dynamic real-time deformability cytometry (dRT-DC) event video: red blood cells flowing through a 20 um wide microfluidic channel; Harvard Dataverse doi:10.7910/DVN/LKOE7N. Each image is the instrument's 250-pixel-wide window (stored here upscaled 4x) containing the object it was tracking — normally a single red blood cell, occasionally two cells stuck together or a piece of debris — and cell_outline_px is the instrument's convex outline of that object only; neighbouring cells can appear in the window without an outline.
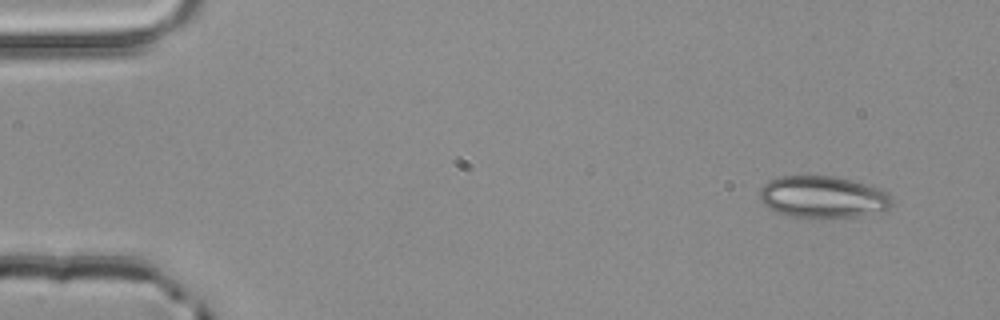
{"species": "common noctule bat (a hibernating species)", "species_latin": "Nyctalus noctula", "temperature_condition": "room temperature", "stored_images_in_passage": 4, "camera_frame_rate_fps": 3000, "um_per_image_px": 0.085, "animal": {"sex": "male", "body_mass_g": 20.4}, "frame": {"image": 1, "passage_image": 1, "time_ms": 0.0, "image_size_px": [1000, 320], "cell_outline_px": [[892, 204], [888, 208], [856, 216], [820, 220], [812, 220], [788, 216], [776, 212], [764, 204], [760, 200], [760, 188], [768, 180], [780, 176], [836, 176], [880, 188], [888, 192], [892, 200]], "centroid_in_image_um": [69.9, 16.77], "position_along_channel_um": 15.1, "area_um2": 32.83}}